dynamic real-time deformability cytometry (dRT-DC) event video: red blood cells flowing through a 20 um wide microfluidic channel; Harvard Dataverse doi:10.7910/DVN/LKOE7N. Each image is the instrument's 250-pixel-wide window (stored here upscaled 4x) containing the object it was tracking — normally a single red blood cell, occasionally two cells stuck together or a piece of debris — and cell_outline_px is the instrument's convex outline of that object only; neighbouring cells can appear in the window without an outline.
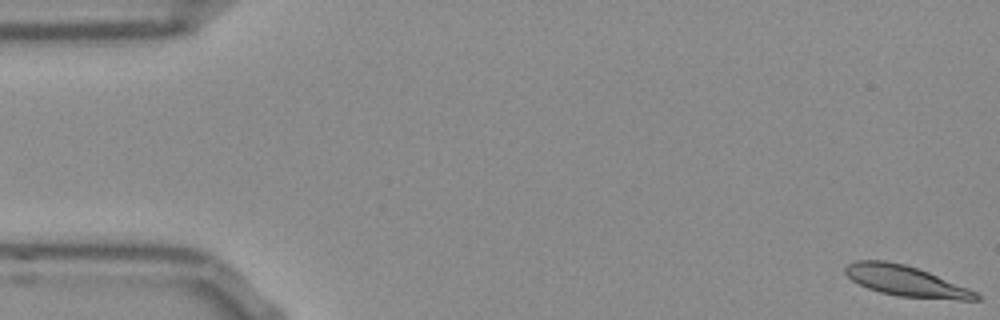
{"species": "Egyptian fruit bat (a non-hibernating species)", "species_latin": "Rousettus aegyptiacus", "temperature_condition": "room temperature", "stored_images_in_passage": 53, "camera_frame_rate_fps": 3000, "um_per_image_px": 0.085, "frame": {"image": 1, "passage_image": 1, "time_ms": 0.0, "image_size_px": [1000, 320], "cell_outline_px": [[980, 300], [960, 300], [896, 296], [880, 292], [868, 288], [852, 280], [844, 272], [844, 268], [848, 264], [856, 260], [888, 260], [904, 264], [928, 272], [968, 288], [976, 292], [980, 296]], "centroid_in_image_um": [76.98, 23.88], "position_along_channel_um": 8.0, "area_um2": 23.18}}
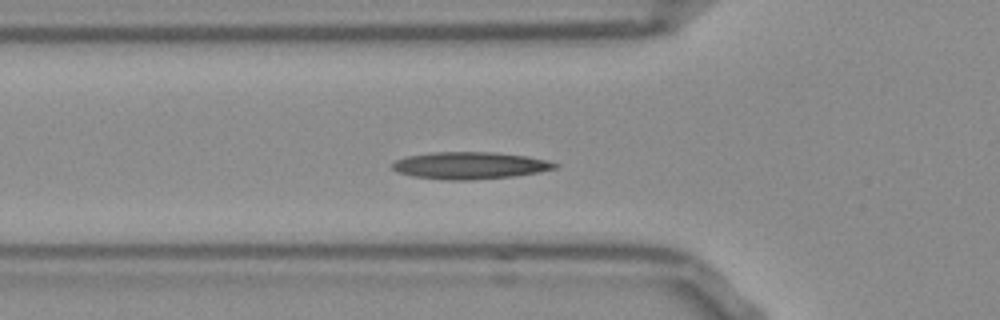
{"frame": {"image": 2, "passage_image": 18, "time_ms": 5.667, "image_size_px": [1000, 320], "cell_outline_px": [[560, 164], [556, 168], [540, 172], [512, 176], [472, 180], [448, 180], [412, 176], [396, 172], [392, 168], [392, 164], [396, 160], [408, 156], [432, 152], [496, 152], [528, 156], [548, 160]], "centroid_in_image_um": [39.97, 14.06], "position_along_channel_um": 85.8, "area_um2": 25.78}}
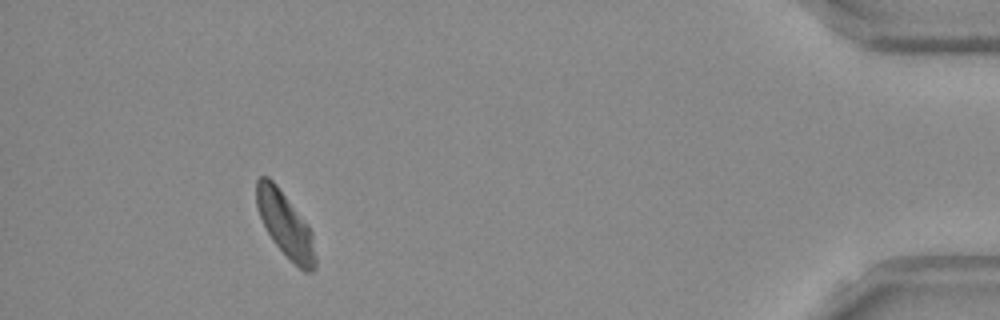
{"frame": {"image": 3, "passage_image": 49, "time_ms": 16.0, "image_size_px": [1000, 320], "cell_outline_px": [[316, 268], [312, 272], [304, 272], [272, 240], [260, 216], [256, 204], [256, 180], [260, 176], [268, 176], [276, 184], [308, 224], [312, 232], [316, 260]], "centroid_in_image_um": [24.26, 19.07], "position_along_channel_um": 410.9, "area_um2": 21.96}, "authors_computed_cell_mechanics": {"area_um2": 23.1778, "velocity_mm_per_s": 3.7698, "shape_relaxation_time_tau1_ms": null, "shape_relaxation_time_tau2_ms": 6.5818, "deformation_change_tau1": null, "deformation_change_tau2": 0.1214}}